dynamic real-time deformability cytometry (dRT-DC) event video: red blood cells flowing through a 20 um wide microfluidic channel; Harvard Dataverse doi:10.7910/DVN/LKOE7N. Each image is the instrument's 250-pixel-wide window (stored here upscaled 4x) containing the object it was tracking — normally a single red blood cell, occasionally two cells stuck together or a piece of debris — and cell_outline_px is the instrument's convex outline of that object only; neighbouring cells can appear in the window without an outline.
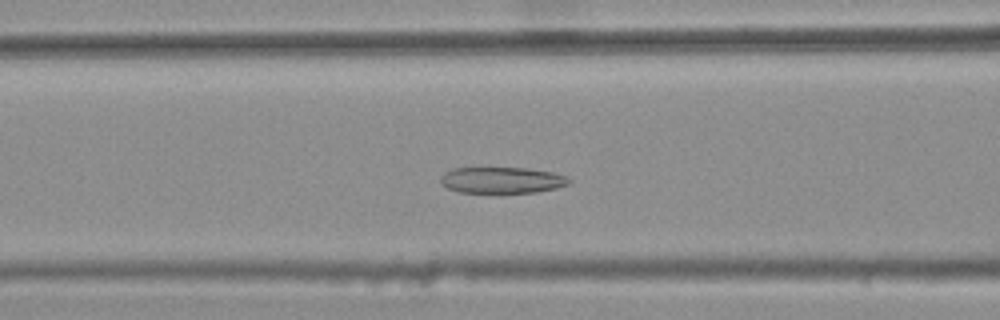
{"species": "common noctule bat (a hibernating species)", "species_latin": "Nyctalus noctula", "temperature_condition": "warm", "stored_images_in_passage": 33, "camera_frame_rate_fps": 3000, "um_per_image_px": 0.085, "animal": {"sex": "female", "body_mass_g": 25.1}, "frame": {"image": 1, "passage_image": 10, "time_ms": 3.0, "image_size_px": [1000, 320], "cell_outline_px": [[572, 180], [568, 184], [556, 188], [536, 192], [460, 192], [448, 188], [440, 184], [440, 176], [444, 172], [452, 168], [524, 168], [552, 172], [564, 176]], "centroid_in_image_um": [42.62, 15.3], "position_along_channel_um": 124.0, "area_um2": 19.48}}
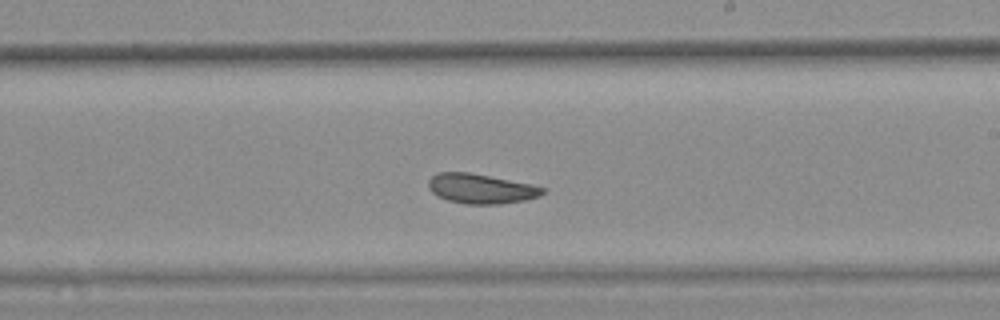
{"frame": {"image": 2, "passage_image": 20, "time_ms": 6.333, "image_size_px": [1000, 320], "cell_outline_px": [[544, 192], [540, 196], [524, 200], [500, 204], [464, 204], [448, 200], [436, 196], [428, 188], [428, 180], [436, 172], [468, 172], [528, 184], [544, 188]], "centroid_in_image_um": [40.8, 16.04], "position_along_channel_um": 248.2, "area_um2": 19.59}}
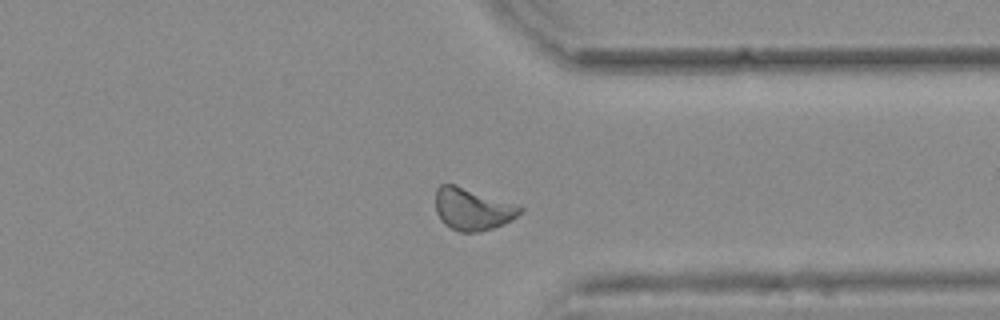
{"frame": {"image": 3, "passage_image": 30, "time_ms": 9.667, "image_size_px": [1000, 320], "cell_outline_px": [[524, 208], [516, 216], [504, 224], [480, 232], [460, 232], [444, 224], [440, 220], [436, 212], [436, 188], [440, 184], [456, 184]], "centroid_in_image_um": [40.1, 17.78], "position_along_channel_um": 371.3, "area_um2": 20.46}, "authors_computed_cell_mechanics": {"area_um2": 20.23, "velocity_mm_per_s": 3.7395, "shape_relaxation_time_tau1_ms": null, "shape_relaxation_time_tau2_ms": 3.5642, "deformation_change_tau1": null, "deformation_change_tau2": 0.0902}}